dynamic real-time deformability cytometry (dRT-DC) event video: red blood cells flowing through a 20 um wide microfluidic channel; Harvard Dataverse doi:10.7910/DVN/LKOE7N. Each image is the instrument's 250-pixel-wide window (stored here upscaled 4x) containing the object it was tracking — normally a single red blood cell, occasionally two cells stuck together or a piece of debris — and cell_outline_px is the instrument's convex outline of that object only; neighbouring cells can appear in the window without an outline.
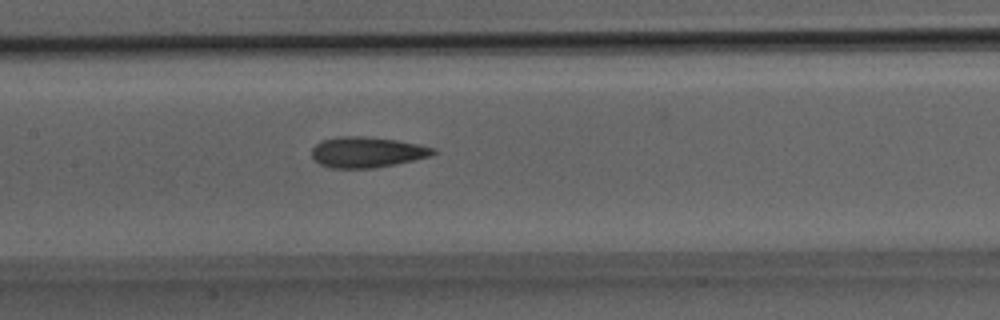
{"species": "Egyptian fruit bat (a non-hibernating species)", "species_latin": "Rousettus aegyptiacus", "temperature_condition": "room temperature", "stored_images_in_passage": 12, "camera_frame_rate_fps": 3000, "um_per_image_px": 0.085, "animal": {"sex": "male"}, "frame": {"image": 1, "passage_image": 9, "time_ms": 2.667, "image_size_px": [1000, 320], "cell_outline_px": [[440, 152], [428, 156], [412, 160], [372, 168], [332, 168], [320, 164], [312, 156], [312, 148], [316, 144], [324, 140], [336, 136], [360, 136], [396, 140], [436, 148]], "centroid_in_image_um": [31.19, 12.93], "position_along_channel_um": 176.2, "area_um2": 21.39}}